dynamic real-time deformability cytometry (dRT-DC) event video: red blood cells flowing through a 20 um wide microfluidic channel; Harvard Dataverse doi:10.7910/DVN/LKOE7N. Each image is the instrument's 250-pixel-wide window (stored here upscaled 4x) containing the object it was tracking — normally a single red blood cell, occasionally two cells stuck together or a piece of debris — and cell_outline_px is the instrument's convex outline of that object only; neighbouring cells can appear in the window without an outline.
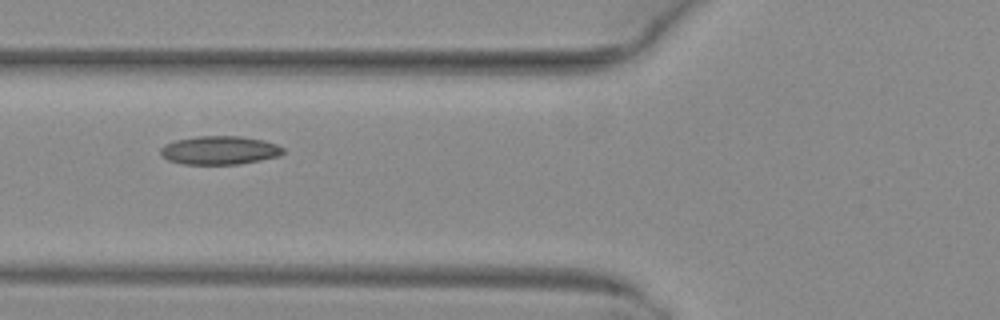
{"species": "common noctule bat (a hibernating species)", "species_latin": "Nyctalus noctula", "temperature_condition": "warm", "stored_images_in_passage": 6, "camera_frame_rate_fps": 3000, "um_per_image_px": 0.085, "animal": {"sex": "female", "body_mass_g": 29.2, "forearm_length_mm": 56.3}, "frame": {"image": 1, "passage_image": 5, "time_ms": 1.333, "image_size_px": [1000, 320], "cell_outline_px": [[284, 152], [280, 156], [240, 164], [184, 164], [168, 160], [160, 152], [160, 148], [164, 144], [176, 140], [196, 136], [240, 136], [264, 140], [276, 144], [284, 148]], "centroid_in_image_um": [18.68, 12.77], "position_along_channel_um": 107.1, "area_um2": 20.4}}
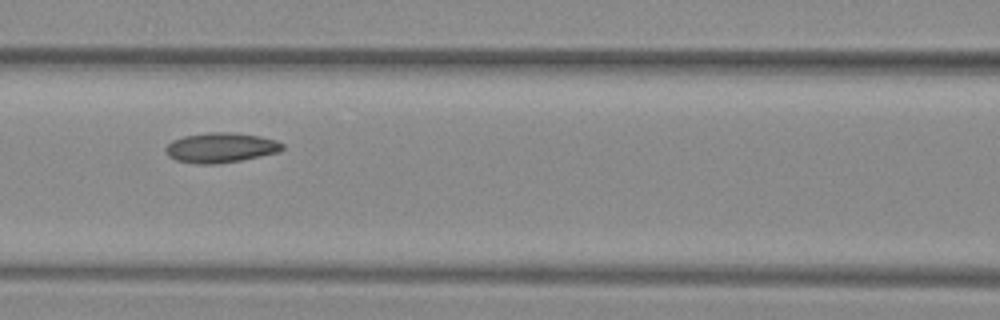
{"frame": {"image": 2, "passage_image": 6, "time_ms": 1.667, "image_size_px": [1000, 320], "cell_outline_px": [[284, 148], [280, 152], [240, 160], [212, 164], [200, 164], [176, 160], [168, 156], [164, 148], [172, 140], [184, 136], [208, 132], [228, 132], [260, 136], [276, 140], [284, 144]], "centroid_in_image_um": [18.76, 12.54], "position_along_channel_um": 147.8, "area_um2": 20.29}}